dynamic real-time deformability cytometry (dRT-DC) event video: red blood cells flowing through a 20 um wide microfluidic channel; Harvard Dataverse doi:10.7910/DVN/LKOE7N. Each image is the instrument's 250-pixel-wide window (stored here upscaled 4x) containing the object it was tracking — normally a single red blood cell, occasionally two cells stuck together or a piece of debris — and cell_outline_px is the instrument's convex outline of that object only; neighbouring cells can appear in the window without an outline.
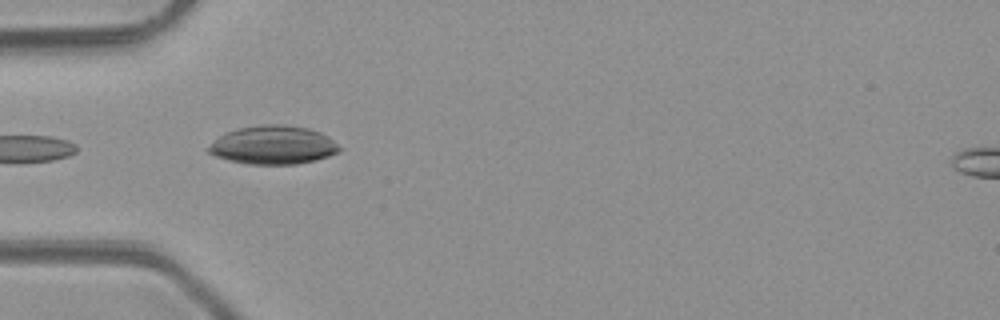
{"species": "common noctule bat (a hibernating species)", "species_latin": "Nyctalus noctula", "temperature_condition": "room temperature", "stored_images_in_passage": 3, "camera_frame_rate_fps": 3000, "um_per_image_px": 0.085, "animal": {"sex": "male", "body_mass_g": 23.1, "forearm_length_mm": 52.7}, "frame": {"image": 1, "passage_image": 1, "time_ms": 0.0, "image_size_px": [1000, 320], "cell_outline_px": [[344, 148], [340, 152], [316, 160], [296, 164], [244, 164], [228, 160], [216, 156], [208, 152], [204, 148], [220, 136], [228, 132], [240, 128], [260, 124], [284, 124], [308, 128], [320, 132], [328, 136]], "centroid_in_image_um": [23.24, 12.33], "position_along_channel_um": 61.8, "area_um2": 29.65}}
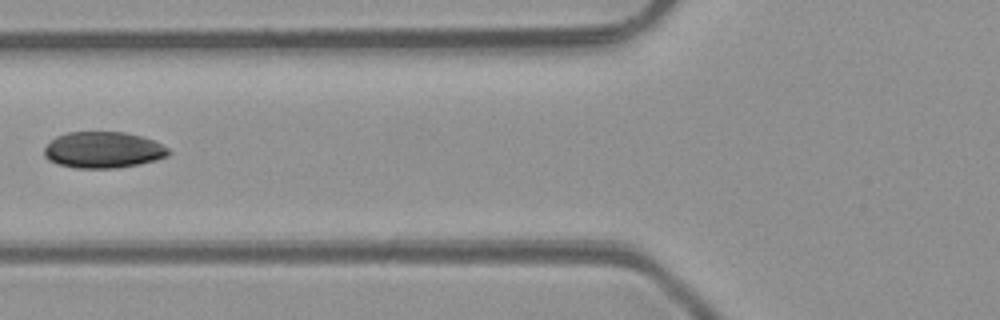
{"frame": {"image": 2, "passage_image": 2, "time_ms": 1.333, "image_size_px": [1000, 320], "cell_outline_px": [[172, 152], [168, 156], [156, 160], [140, 164], [116, 168], [76, 168], [60, 164], [48, 160], [44, 156], [44, 148], [56, 136], [68, 132], [124, 132], [140, 136], [152, 140], [168, 148]], "centroid_in_image_um": [8.78, 12.75], "position_along_channel_um": 117.0, "area_um2": 26.24}}
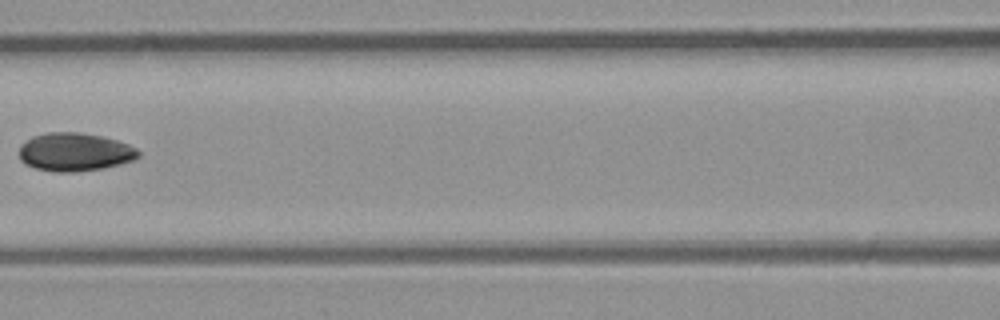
{"frame": {"image": 3, "passage_image": 3, "time_ms": 2.333, "image_size_px": [1000, 320], "cell_outline_px": [[140, 156], [132, 160], [120, 164], [104, 168], [76, 172], [56, 172], [36, 168], [24, 164], [20, 160], [20, 144], [32, 136], [48, 132], [80, 132], [100, 136], [116, 140], [128, 144], [136, 148], [140, 152]], "centroid_in_image_um": [6.34, 12.92], "position_along_channel_um": 160.3, "area_um2": 26.7}}